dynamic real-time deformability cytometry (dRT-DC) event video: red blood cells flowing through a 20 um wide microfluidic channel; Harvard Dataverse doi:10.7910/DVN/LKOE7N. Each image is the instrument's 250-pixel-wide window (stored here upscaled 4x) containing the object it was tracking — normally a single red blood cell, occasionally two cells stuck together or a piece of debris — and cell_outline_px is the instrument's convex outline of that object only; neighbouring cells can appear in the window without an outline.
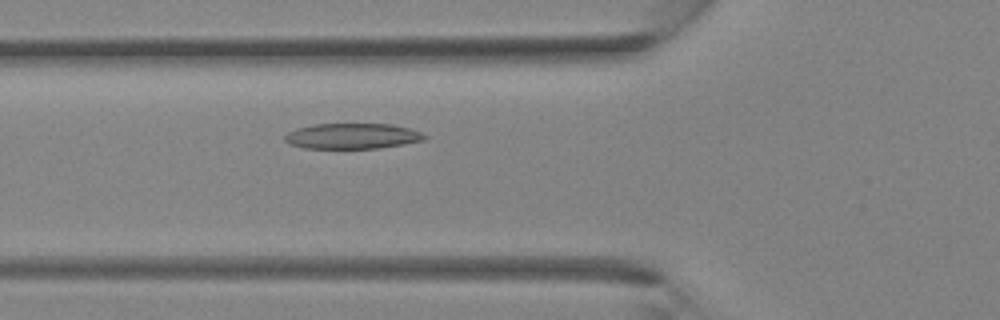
{"species": "Egyptian fruit bat (a non-hibernating species)", "species_latin": "Rousettus aegyptiacus", "temperature_condition": "room temperature", "stored_images_in_passage": 35, "camera_frame_rate_fps": 3000, "um_per_image_px": 0.085, "animal": {"sex": "female"}, "frame": {"image": 1, "passage_image": 11, "time_ms": 3.333, "image_size_px": [1000, 320], "cell_outline_px": [[428, 136], [424, 140], [404, 144], [380, 148], [304, 148], [288, 144], [284, 140], [284, 136], [288, 132], [296, 128], [316, 124], [392, 124], [408, 128], [420, 132]], "centroid_in_image_um": [29.93, 11.57], "position_along_channel_um": 95.9, "area_um2": 20.81}}
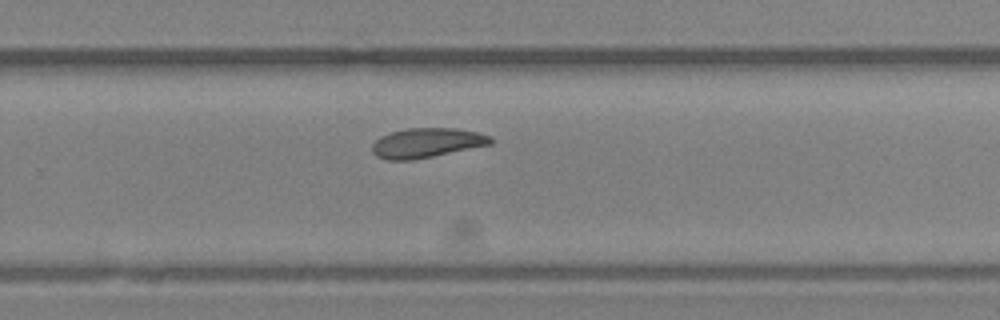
{"frame": {"image": 2, "passage_image": 22, "time_ms": 7.0, "image_size_px": [1000, 320], "cell_outline_px": [[492, 144], [412, 160], [388, 160], [376, 156], [372, 152], [372, 144], [380, 136], [388, 132], [408, 128], [452, 128], [476, 132], [492, 136]], "centroid_in_image_um": [36.23, 12.14], "position_along_channel_um": 293.6, "area_um2": 20.4}}
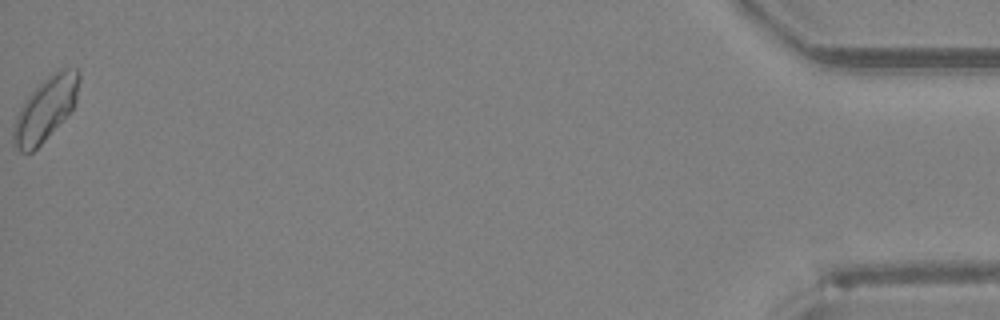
{"frame": {"image": 3, "passage_image": 35, "time_ms": 11.333, "image_size_px": [1000, 320], "cell_outline_px": [[80, 80], [76, 104], [44, 140], [32, 152], [20, 152], [12, 144], [12, 128], [16, 116], [20, 108], [28, 96], [52, 72], [60, 68], [80, 68]], "centroid_in_image_um": [3.87, 9.24], "position_along_channel_um": 431.3, "area_um2": 24.16}}